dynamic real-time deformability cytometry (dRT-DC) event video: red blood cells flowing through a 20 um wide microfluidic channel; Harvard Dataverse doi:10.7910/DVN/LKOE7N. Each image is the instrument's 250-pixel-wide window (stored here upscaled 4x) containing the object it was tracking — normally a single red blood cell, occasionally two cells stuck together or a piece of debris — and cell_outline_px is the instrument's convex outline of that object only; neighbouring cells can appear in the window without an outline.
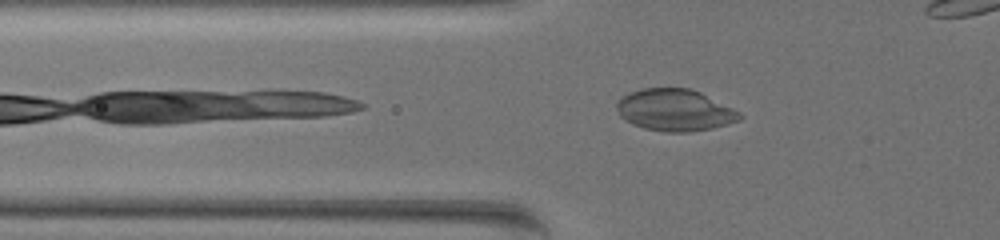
{"species": "common noctule bat (a hibernating species)", "species_latin": "Nyctalus noctula", "temperature_condition": "warm", "stored_images_in_passage": 27, "camera_frame_rate_fps": 3000, "um_per_image_px": 0.085, "animal": {"sex": "female", "body_mass_g": 19.5, "forearm_length_mm": 54.1}, "frame": {"image": 1, "passage_image": 6, "time_ms": 1.667, "image_size_px": [1000, 240], "cell_outline_px": [[744, 116], [740, 120], [728, 124], [712, 128], [688, 132], [664, 132], [644, 128], [632, 124], [624, 120], [620, 116], [616, 108], [616, 100], [628, 92], [640, 88], [688, 88], [700, 92], [740, 112]], "centroid_in_image_um": [57.32, 9.36], "position_along_channel_um": 68.5, "area_um2": 30.17}}
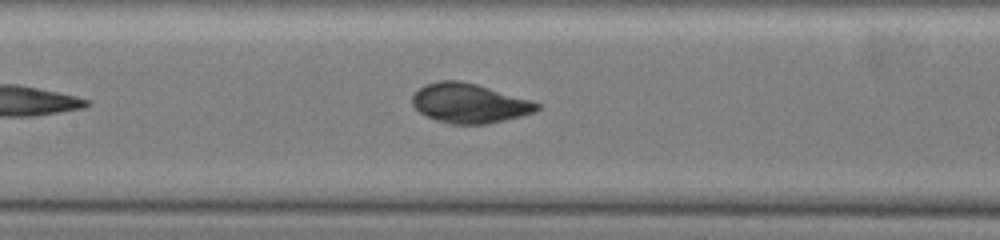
{"frame": {"image": 2, "passage_image": 15, "time_ms": 4.667, "image_size_px": [1000, 240], "cell_outline_px": [[544, 108], [536, 112], [488, 124], [452, 124], [436, 120], [420, 112], [412, 104], [412, 96], [424, 84], [440, 80], [460, 80], [476, 84], [532, 100], [544, 104]], "centroid_in_image_um": [39.96, 8.77], "position_along_channel_um": 167.4, "area_um2": 28.9}}
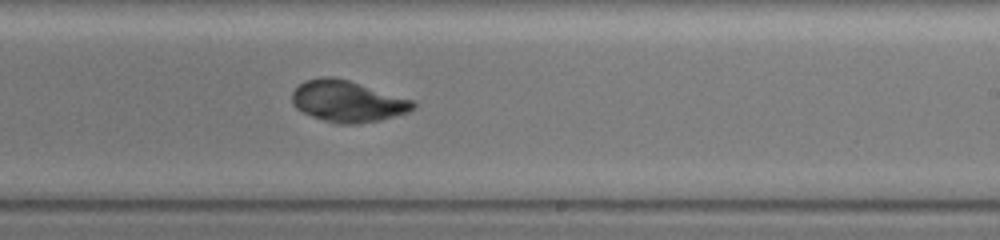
{"frame": {"image": 3, "passage_image": 23, "time_ms": 7.333, "image_size_px": [1000, 240], "cell_outline_px": [[416, 108], [408, 112], [380, 120], [356, 124], [336, 124], [312, 116], [296, 108], [292, 104], [292, 92], [304, 80], [320, 76], [332, 76], [348, 80], [416, 100]], "centroid_in_image_um": [29.56, 8.6], "position_along_channel_um": 259.4, "area_um2": 29.42}}